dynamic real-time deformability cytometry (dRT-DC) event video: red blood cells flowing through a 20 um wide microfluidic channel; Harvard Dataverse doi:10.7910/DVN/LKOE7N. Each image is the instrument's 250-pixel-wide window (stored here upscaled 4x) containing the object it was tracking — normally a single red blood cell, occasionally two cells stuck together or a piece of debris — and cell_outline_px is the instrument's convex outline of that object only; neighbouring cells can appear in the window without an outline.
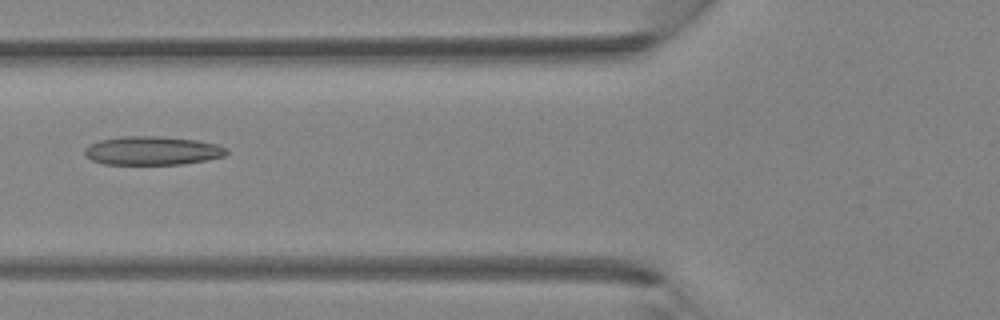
{"species": "Egyptian fruit bat (a non-hibernating species)", "species_latin": "Rousettus aegyptiacus", "temperature_condition": "room temperature", "stored_images_in_passage": 2, "camera_frame_rate_fps": 3000, "um_per_image_px": 0.085, "animal": {"sex": "female"}, "frame": {"image": 1, "passage_image": 2, "time_ms": 1.0, "image_size_px": [1000, 320], "cell_outline_px": [[228, 152], [224, 156], [208, 160], [184, 164], [104, 164], [92, 160], [84, 152], [84, 148], [88, 144], [100, 140], [124, 136], [156, 136], [196, 140], [216, 144], [228, 148]], "centroid_in_image_um": [12.96, 12.81], "position_along_channel_um": 112.8, "area_um2": 23.7}}